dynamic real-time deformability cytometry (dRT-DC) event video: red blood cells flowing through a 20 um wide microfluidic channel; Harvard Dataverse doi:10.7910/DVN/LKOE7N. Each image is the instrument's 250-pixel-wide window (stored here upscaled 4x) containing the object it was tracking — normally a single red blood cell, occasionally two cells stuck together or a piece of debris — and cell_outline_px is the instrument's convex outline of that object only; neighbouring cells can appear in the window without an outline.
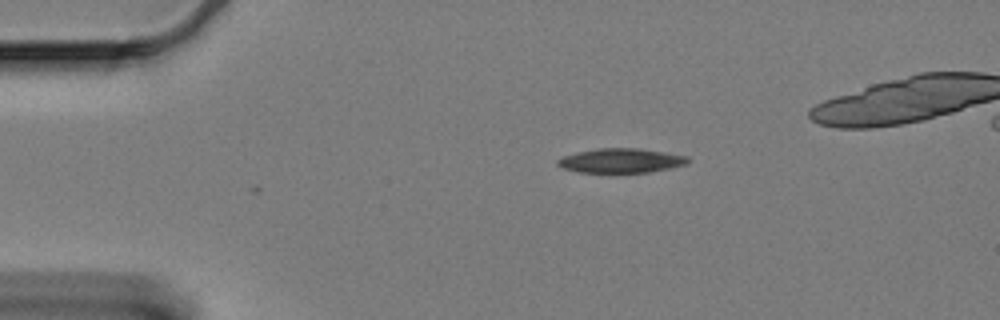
{"species": "Egyptian fruit bat (a non-hibernating species)", "species_latin": "Rousettus aegyptiacus", "temperature_condition": "cold", "stored_images_in_passage": 45, "camera_frame_rate_fps": 3000, "um_per_image_px": 0.085, "animal": {"sex": "female"}, "frame": {"image": 1, "passage_image": 1, "time_ms": 0.0, "image_size_px": [1000, 320], "cell_outline_px": [[688, 164], [648, 172], [580, 172], [564, 168], [556, 164], [556, 160], [564, 156], [580, 152], [600, 148], [636, 148], [664, 152], [688, 156]], "centroid_in_image_um": [52.79, 13.65], "position_along_channel_um": 32.2, "area_um2": 18.15}}
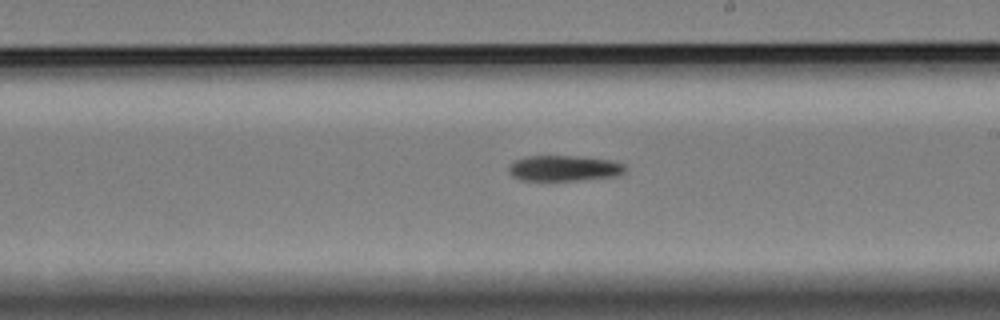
{"frame": {"image": 2, "passage_image": 24, "time_ms": 7.667, "image_size_px": [1000, 320], "cell_outline_px": [[624, 172], [620, 176], [580, 180], [520, 180], [512, 176], [508, 172], [508, 168], [516, 160], [528, 156], [576, 156], [608, 160], [624, 164]], "centroid_in_image_um": [47.94, 14.31], "position_along_channel_um": 241.1, "area_um2": 17.28}}
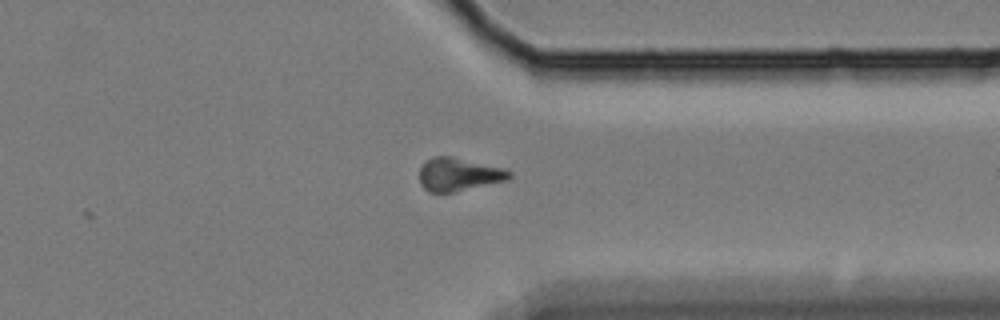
{"frame": {"image": 3, "passage_image": 36, "time_ms": 11.667, "image_size_px": [1000, 320], "cell_outline_px": [[512, 176], [508, 180], [456, 192], [428, 192], [420, 184], [420, 164], [424, 160], [432, 156], [452, 156], [508, 168], [512, 172]], "centroid_in_image_um": [39.01, 14.81], "position_along_channel_um": 372.4, "area_um2": 17.92}, "authors_computed_cell_mechanics": {"area_um2": 18.1492, "velocity_mm_per_s": 3.3147, "shape_relaxation_time_tau1_ms": 3.6831, "shape_relaxation_time_tau2_ms": null, "deformation_change_tau1": 0.1046, "deformation_change_tau2": null}}